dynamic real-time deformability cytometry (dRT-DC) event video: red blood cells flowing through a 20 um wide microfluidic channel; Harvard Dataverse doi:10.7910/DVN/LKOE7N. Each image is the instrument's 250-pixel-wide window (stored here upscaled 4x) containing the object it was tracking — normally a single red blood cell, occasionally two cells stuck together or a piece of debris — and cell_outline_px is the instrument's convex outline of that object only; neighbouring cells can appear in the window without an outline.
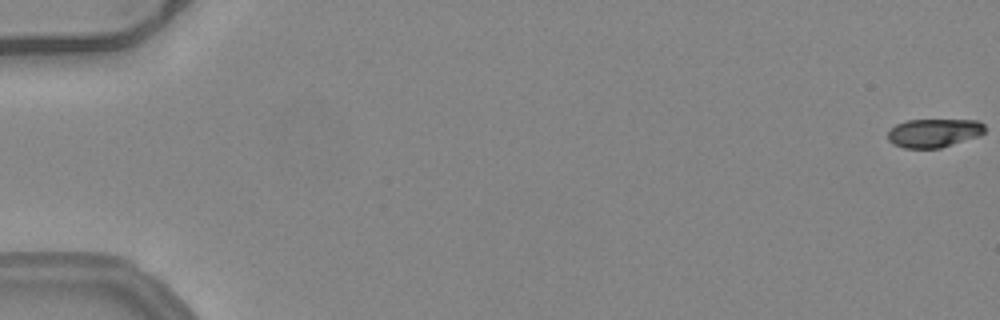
{"species": "common noctule bat (a hibernating species)", "species_latin": "Nyctalus noctula", "temperature_condition": "warm", "stored_images_in_passage": 53, "camera_frame_rate_fps": 3000, "um_per_image_px": 0.085, "animal": {"sex": "female", "body_mass_g": 24.6, "forearm_length_mm": 56.2}, "frame": {"image": 1, "passage_image": 1, "time_ms": 0.0, "image_size_px": [1000, 320], "cell_outline_px": [[984, 132], [980, 136], [940, 148], [904, 148], [892, 144], [888, 140], [888, 132], [896, 124], [908, 120], [980, 120], [984, 124]], "centroid_in_image_um": [79.39, 11.3], "position_along_channel_um": 5.6, "area_um2": 16.24}}
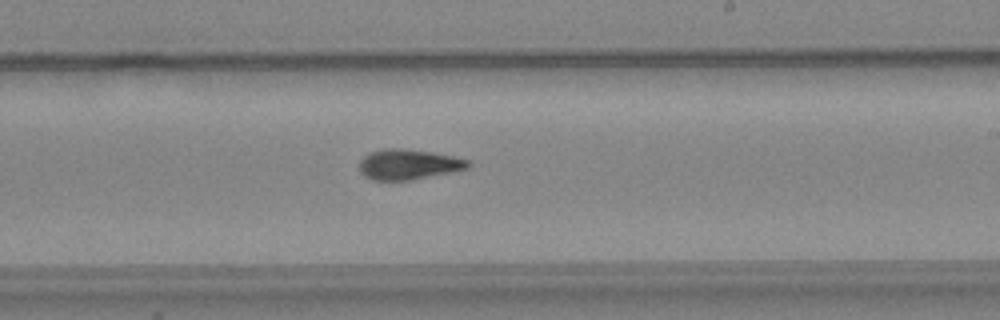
{"frame": {"image": 2, "passage_image": 33, "time_ms": 10.667, "image_size_px": [1000, 320], "cell_outline_px": [[472, 164], [468, 168], [412, 180], [372, 180], [364, 176], [360, 172], [360, 160], [364, 156], [372, 152], [384, 148], [400, 148], [432, 152], [472, 160]], "centroid_in_image_um": [34.73, 13.97], "position_along_channel_um": 254.3, "area_um2": 19.19}}
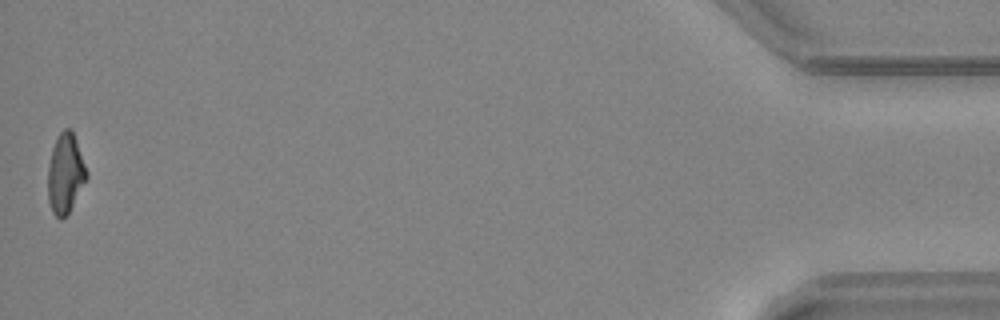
{"frame": {"image": 3, "passage_image": 53, "time_ms": 17.333, "image_size_px": [1000, 320], "cell_outline_px": [[88, 176], [68, 212], [60, 220], [52, 212], [48, 200], [48, 164], [52, 148], [56, 136], [64, 128], [72, 128], [88, 172]], "centroid_in_image_um": [5.54, 14.69], "position_along_channel_um": 429.7, "area_um2": 17.98}, "authors_computed_cell_mechanics": {"area_um2": 18.496, "velocity_mm_per_s": 4.0216, "shape_relaxation_time_tau1_ms": 5.66, "shape_relaxation_time_tau2_ms": 2.378, "deformation_change_tau1": 0.2058, "deformation_change_tau2": 0.1007}}